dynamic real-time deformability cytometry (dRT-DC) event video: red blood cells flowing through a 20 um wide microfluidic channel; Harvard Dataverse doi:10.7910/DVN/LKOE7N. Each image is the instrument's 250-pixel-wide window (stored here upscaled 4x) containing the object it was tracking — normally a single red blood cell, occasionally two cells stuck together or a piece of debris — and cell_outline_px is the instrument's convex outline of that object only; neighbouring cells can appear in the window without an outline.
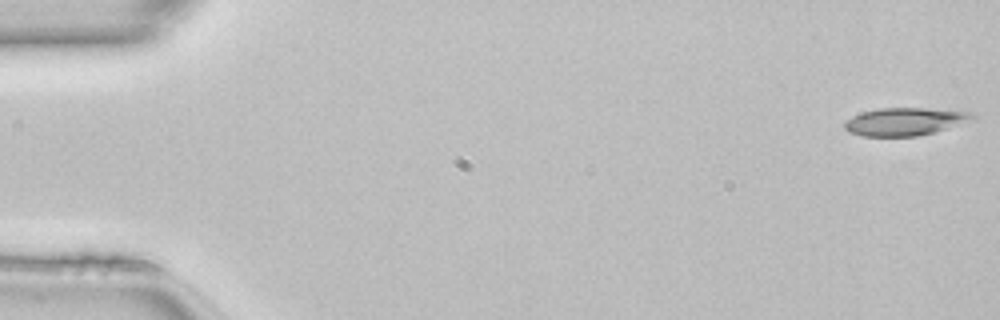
{"species": "common noctule bat (a hibernating species)", "species_latin": "Nyctalus noctula", "temperature_condition": "room temperature", "stored_images_in_passage": 49, "camera_frame_rate_fps": 3000, "um_per_image_px": 0.085, "animal": {"sex": "female", "body_mass_g": 22.7, "forearm_length_mm": 54.2}, "frame": {"image": 1, "passage_image": 1, "time_ms": 0.0, "image_size_px": [1000, 320], "cell_outline_px": [[976, 120], [932, 132], [916, 136], [860, 136], [848, 132], [844, 128], [844, 124], [852, 116], [860, 112], [880, 108], [924, 108], [972, 112], [976, 116]], "centroid_in_image_um": [76.92, 10.33], "position_along_channel_um": 8.1, "area_um2": 20.75}}
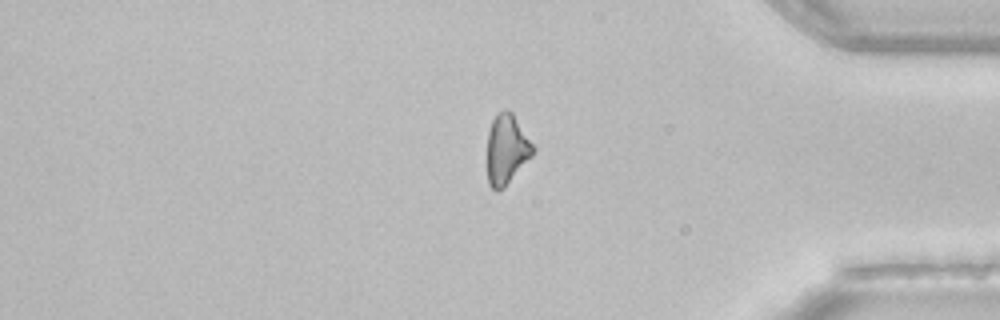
{"frame": {"image": 2, "passage_image": 41, "time_ms": 13.333, "image_size_px": [1000, 320], "cell_outline_px": [[536, 148], [532, 156], [504, 188], [496, 192], [488, 184], [488, 132], [492, 120], [496, 112], [504, 108], [512, 112]], "centroid_in_image_um": [43.07, 12.68], "position_along_channel_um": 392.1, "area_um2": 18.79}}
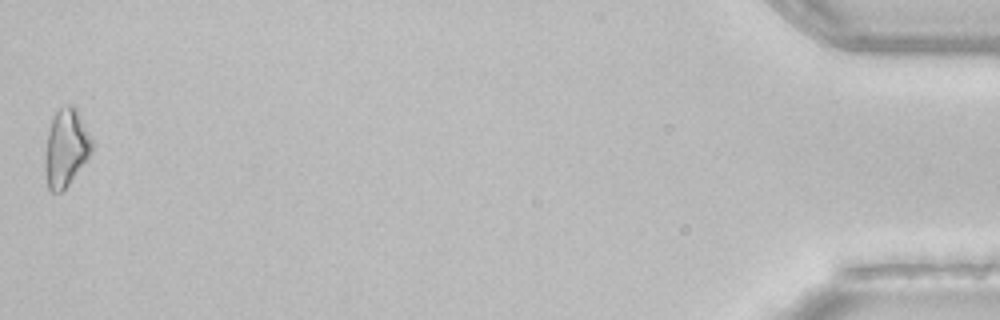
{"frame": {"image": 3, "passage_image": 49, "time_ms": 16.0, "image_size_px": [1000, 320], "cell_outline_px": [[92, 152], [68, 184], [60, 192], [52, 192], [48, 188], [44, 168], [44, 156], [48, 132], [52, 120], [56, 112], [60, 108], [68, 104], [72, 104], [80, 112], [92, 136]], "centroid_in_image_um": [5.62, 12.53], "position_along_channel_um": 429.6, "area_um2": 21.27}, "authors_computed_cell_mechanics": {"area_um2": 20.519, "velocity_mm_per_s": 4.1581, "shape_relaxation_time_tau1_ms": 7.837, "shape_relaxation_time_tau2_ms": null, "deformation_change_tau1": 0.182, "deformation_change_tau2": null}}